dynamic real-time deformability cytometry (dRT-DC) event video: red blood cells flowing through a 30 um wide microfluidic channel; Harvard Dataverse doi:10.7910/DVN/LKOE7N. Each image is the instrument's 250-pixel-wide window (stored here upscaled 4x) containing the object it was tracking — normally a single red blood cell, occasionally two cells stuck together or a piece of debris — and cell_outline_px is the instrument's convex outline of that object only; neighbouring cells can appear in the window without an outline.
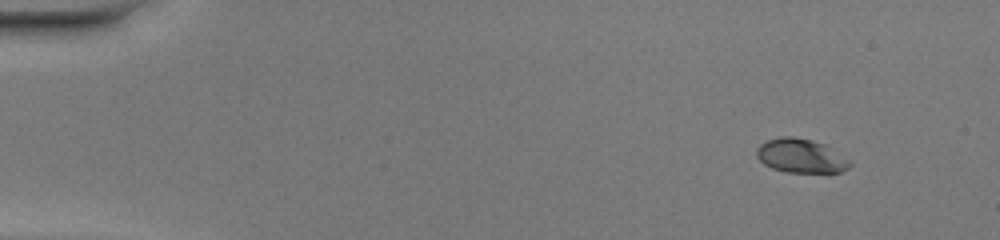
{"species": "common noctule bat (a hibernating species)", "species_latin": "Nyctalus noctula", "temperature_condition": "warm", "stored_images_in_passage": 46, "camera_frame_rate_fps": 3000, "um_per_image_px": 0.085, "animal": {"sex": "female", "body_mass_g": 20.0, "forearm_length_mm": 54.0}, "frame": {"image": 1, "passage_image": 1, "time_ms": 0.0, "image_size_px": [1000, 240], "cell_outline_px": [[852, 164], [848, 168], [840, 172], [828, 176], [788, 172], [772, 168], [764, 164], [756, 156], [756, 148], [760, 144], [768, 140], [780, 136], [792, 136], [812, 140], [824, 144], [848, 160]], "centroid_in_image_um": [68.09, 13.3], "position_along_channel_um": 16.9, "area_um2": 19.02}}
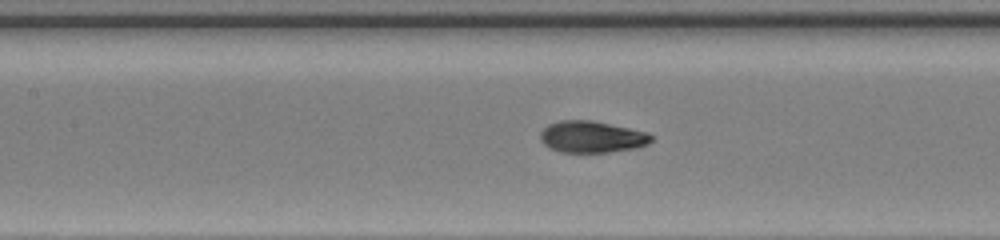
{"frame": {"image": 2, "passage_image": 20, "time_ms": 6.333, "image_size_px": [1000, 240], "cell_outline_px": [[652, 140], [648, 144], [640, 148], [608, 152], [560, 152], [548, 148], [540, 140], [540, 132], [548, 124], [560, 120], [592, 120], [648, 132], [652, 136]], "centroid_in_image_um": [50.3, 11.64], "position_along_channel_um": 157.1, "area_um2": 20.69}}
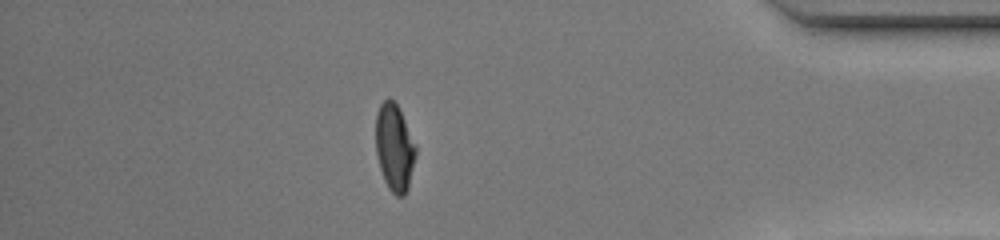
{"frame": {"image": 3, "passage_image": 40, "time_ms": 13.0, "image_size_px": [1000, 240], "cell_outline_px": [[416, 156], [408, 188], [404, 196], [396, 196], [388, 188], [384, 180], [380, 168], [376, 152], [376, 112], [380, 104], [388, 96], [400, 108], [416, 148]], "centroid_in_image_um": [33.52, 12.53], "position_along_channel_um": 401.7, "area_um2": 20.35}, "authors_computed_cell_mechanics": {"area_um2": 20.1722, "velocity_mm_per_s": 4.1836, "shape_relaxation_time_tau1_ms": 4.3997, "shape_relaxation_time_tau2_ms": null, "deformation_change_tau1": 0.2074, "deformation_change_tau2": null}}